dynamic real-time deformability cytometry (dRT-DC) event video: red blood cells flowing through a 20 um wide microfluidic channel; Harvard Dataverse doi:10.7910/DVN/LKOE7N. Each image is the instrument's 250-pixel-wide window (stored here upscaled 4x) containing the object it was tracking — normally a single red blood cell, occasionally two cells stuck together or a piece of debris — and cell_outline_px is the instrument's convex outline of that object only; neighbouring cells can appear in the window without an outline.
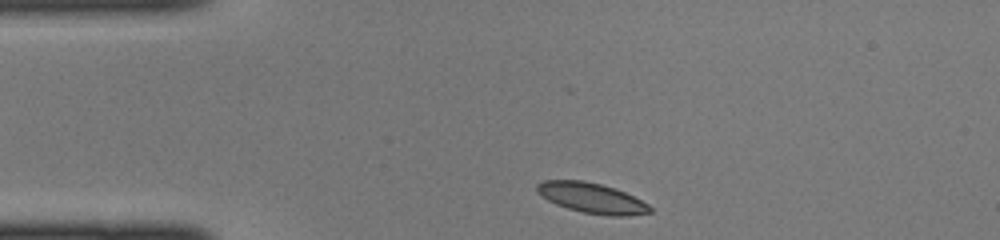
{"species": "common noctule bat (a hibernating species)", "species_latin": "Nyctalus noctula", "temperature_condition": "cold", "stored_images_in_passage": 37, "camera_frame_rate_fps": 3000, "um_per_image_px": 0.085, "animal": {"sex": "female", "body_mass_g": 22.0, "forearm_length_mm": 56.7}, "frame": {"image": 1, "passage_image": 1, "time_ms": 0.0, "image_size_px": [1000, 240], "cell_outline_px": [[652, 212], [628, 216], [608, 216], [584, 212], [568, 208], [556, 204], [548, 200], [536, 192], [536, 184], [544, 180], [584, 180], [600, 184], [624, 192], [648, 204], [652, 208]], "centroid_in_image_um": [50.28, 16.83], "position_along_channel_um": 34.7, "area_um2": 19.77}}
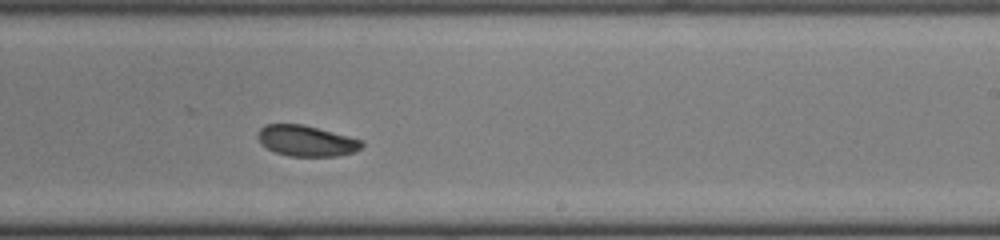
{"frame": {"image": 2, "passage_image": 19, "time_ms": 6.0, "image_size_px": [1000, 240], "cell_outline_px": [[364, 144], [356, 152], [340, 156], [288, 156], [276, 152], [260, 144], [256, 136], [260, 128], [264, 124], [304, 124], [364, 140]], "centroid_in_image_um": [26.05, 11.97], "position_along_channel_um": 262.9, "area_um2": 18.96}}
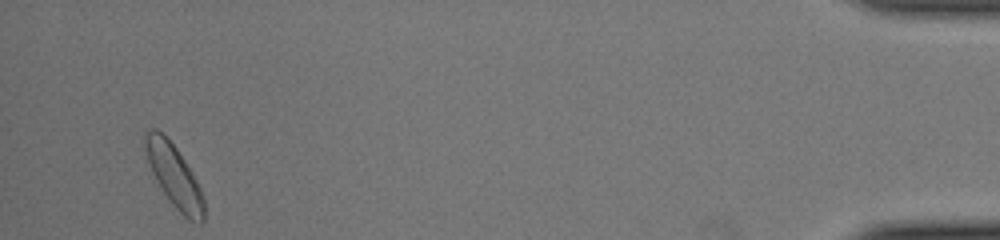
{"frame": {"image": 3, "passage_image": 35, "time_ms": 11.333, "image_size_px": [1000, 240], "cell_outline_px": [[204, 220], [200, 224], [188, 220], [176, 208], [164, 192], [156, 180], [148, 164], [144, 152], [144, 132], [148, 128], [156, 128], [176, 148], [192, 172], [200, 188], [204, 200]], "centroid_in_image_um": [14.78, 14.93], "position_along_channel_um": 420.4, "area_um2": 21.21}}